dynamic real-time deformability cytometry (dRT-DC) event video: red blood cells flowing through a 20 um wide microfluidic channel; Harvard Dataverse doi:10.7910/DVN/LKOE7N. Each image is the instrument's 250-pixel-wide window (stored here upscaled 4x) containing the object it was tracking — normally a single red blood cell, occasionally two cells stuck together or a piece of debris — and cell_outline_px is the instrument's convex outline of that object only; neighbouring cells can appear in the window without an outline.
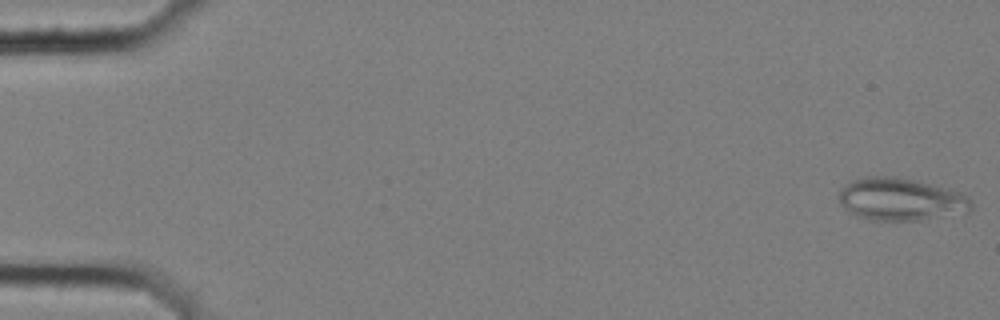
{"species": "common noctule bat (a hibernating species)", "species_latin": "Nyctalus noctula", "temperature_condition": "cold", "stored_images_in_passage": 56, "camera_frame_rate_fps": 3000, "um_per_image_px": 0.085, "animal": {"sex": "female", "body_mass_g": 25.1}, "frame": {"image": 1, "passage_image": 1, "time_ms": 0.0, "image_size_px": [1000, 320], "cell_outline_px": [[972, 208], [968, 212], [920, 220], [868, 220], [856, 216], [844, 208], [840, 204], [840, 188], [852, 180], [868, 176], [896, 176], [960, 192], [968, 196], [972, 200]], "centroid_in_image_um": [76.55, 16.95], "position_along_channel_um": 8.5, "area_um2": 32.71}}
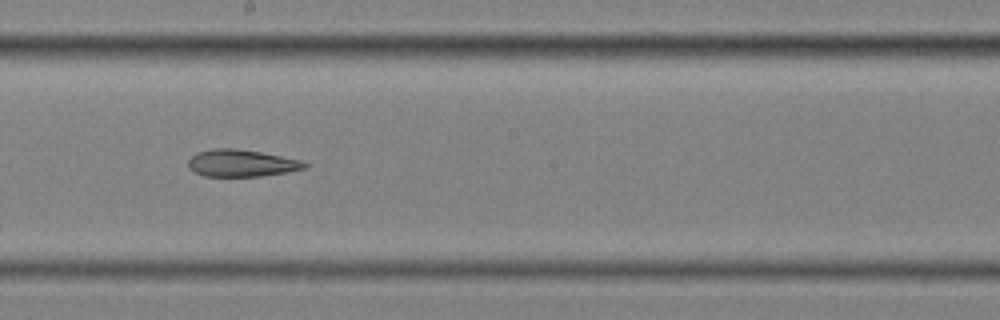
{"frame": {"image": 2, "passage_image": 32, "time_ms": 10.333, "image_size_px": [1000, 320], "cell_outline_px": [[308, 168], [260, 176], [204, 176], [188, 168], [188, 160], [196, 152], [212, 148], [236, 148], [260, 152], [300, 160], [308, 164]], "centroid_in_image_um": [20.49, 13.86], "position_along_channel_um": 227.7, "area_um2": 18.26}}
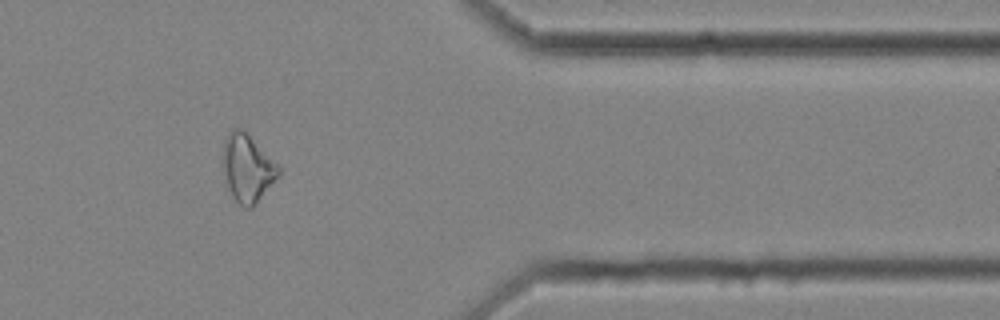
{"frame": {"image": 3, "passage_image": 47, "time_ms": 15.333, "image_size_px": [1000, 320], "cell_outline_px": [[280, 172], [256, 204], [252, 208], [244, 208], [232, 196], [228, 188], [224, 172], [224, 140], [228, 132], [232, 128], [240, 128], [280, 164]], "centroid_in_image_um": [21.04, 14.29], "position_along_channel_um": 390.4, "area_um2": 21.56}, "authors_computed_cell_mechanics": {"area_um2": 22.6865, "velocity_mm_per_s": 3.5931, "shape_relaxation_time_tau1_ms": null, "shape_relaxation_time_tau2_ms": 5.0331, "deformation_change_tau1": null, "deformation_change_tau2": 0.1398}}